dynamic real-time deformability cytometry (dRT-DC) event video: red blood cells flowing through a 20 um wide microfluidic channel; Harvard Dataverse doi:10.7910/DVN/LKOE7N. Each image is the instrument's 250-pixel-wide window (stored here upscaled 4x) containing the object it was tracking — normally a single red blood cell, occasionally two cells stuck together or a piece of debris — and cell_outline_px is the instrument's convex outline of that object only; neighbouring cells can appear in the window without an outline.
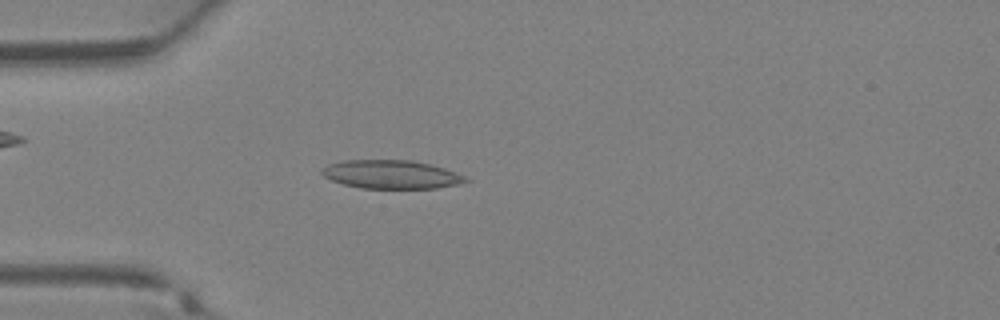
{"species": "Egyptian fruit bat (a non-hibernating species)", "species_latin": "Rousettus aegyptiacus", "temperature_condition": "warm", "stored_images_in_passage": 34, "camera_frame_rate_fps": 3000, "um_per_image_px": 0.085, "animal": {"sex": "female"}, "frame": {"image": 1, "passage_image": 8, "time_ms": 2.333, "image_size_px": [1000, 320], "cell_outline_px": [[472, 180], [460, 184], [436, 188], [360, 188], [344, 184], [332, 180], [324, 176], [320, 172], [320, 168], [328, 164], [344, 160], [408, 160], [428, 164], [444, 168], [464, 176]], "centroid_in_image_um": [33.24, 14.83], "position_along_channel_um": 51.8, "area_um2": 23.81}}
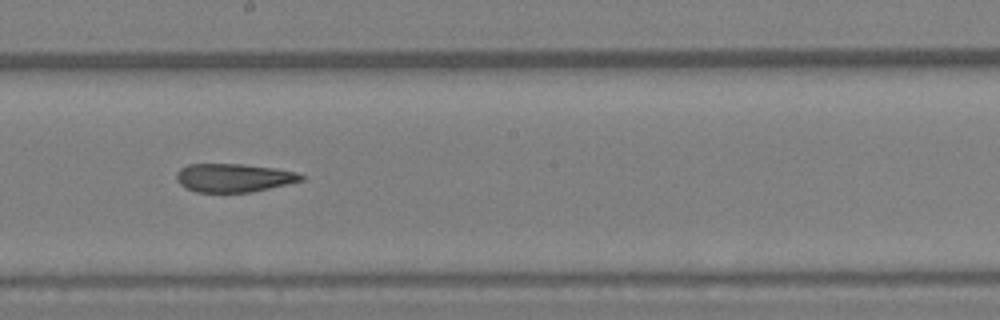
{"frame": {"image": 2, "passage_image": 18, "time_ms": 5.667, "image_size_px": [1000, 320], "cell_outline_px": [[308, 176], [304, 180], [252, 192], [196, 192], [184, 188], [176, 180], [176, 172], [180, 168], [188, 164], [244, 164], [276, 168], [296, 172]], "centroid_in_image_um": [19.87, 15.11], "position_along_channel_um": 228.3, "area_um2": 20.92}}
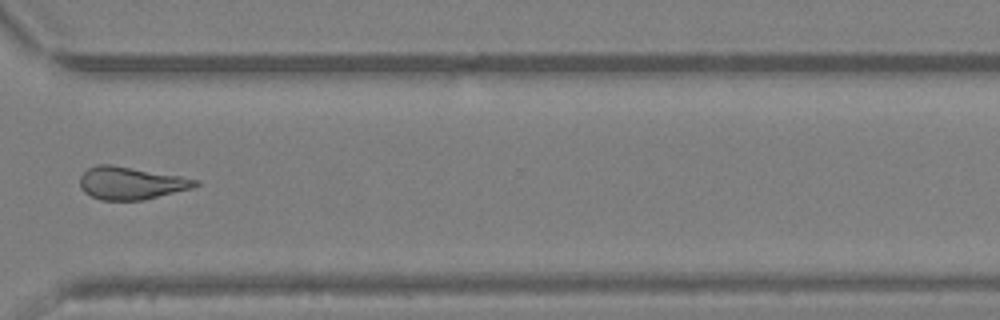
{"frame": {"image": 3, "passage_image": 25, "time_ms": 8.0, "image_size_px": [1000, 320], "cell_outline_px": [[200, 184], [192, 188], [144, 200], [100, 200], [84, 192], [80, 188], [80, 176], [88, 168], [96, 164], [112, 164], [180, 176], [200, 180]], "centroid_in_image_um": [11.12, 15.56], "position_along_channel_um": 359.5, "area_um2": 22.02}}